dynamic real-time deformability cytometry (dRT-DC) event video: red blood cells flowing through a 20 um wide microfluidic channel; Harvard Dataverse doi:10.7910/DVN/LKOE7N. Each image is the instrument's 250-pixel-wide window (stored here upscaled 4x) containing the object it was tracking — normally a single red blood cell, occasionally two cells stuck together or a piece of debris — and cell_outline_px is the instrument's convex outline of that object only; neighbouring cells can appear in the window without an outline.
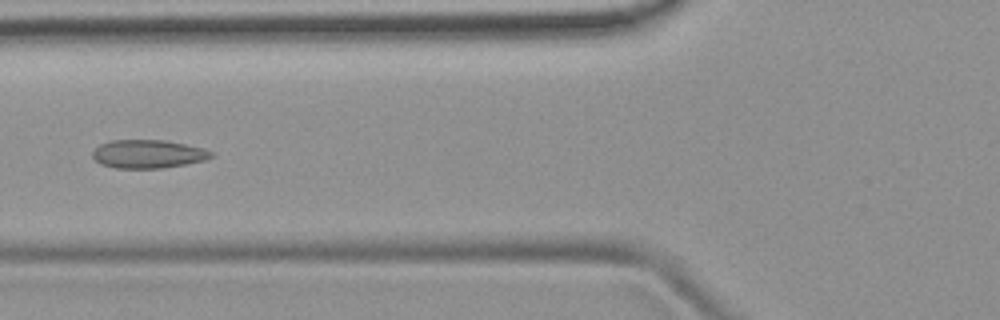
{"species": "common noctule bat (a hibernating species)", "species_latin": "Nyctalus noctula", "temperature_condition": "room temperature", "stored_images_in_passage": 52, "camera_frame_rate_fps": 3000, "um_per_image_px": 0.085, "animal": {"sex": "female", "body_mass_g": 19.9}, "frame": {"image": 1, "passage_image": 20, "time_ms": 6.333, "image_size_px": [1000, 320], "cell_outline_px": [[212, 156], [208, 160], [164, 168], [116, 168], [100, 164], [92, 156], [92, 152], [100, 144], [112, 140], [164, 140], [204, 148], [212, 152]], "centroid_in_image_um": [12.6, 13.09], "position_along_channel_um": 113.2, "area_um2": 19.65}}
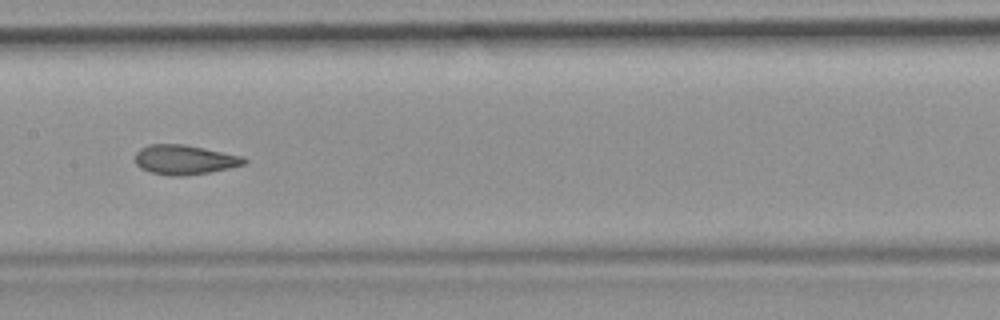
{"frame": {"image": 2, "passage_image": 26, "time_ms": 8.333, "image_size_px": [1000, 320], "cell_outline_px": [[248, 160], [244, 164], [228, 168], [208, 172], [180, 176], [168, 176], [148, 172], [140, 168], [136, 164], [136, 152], [140, 148], [148, 144], [184, 144], [244, 156]], "centroid_in_image_um": [15.66, 13.57], "position_along_channel_um": 191.7, "area_um2": 18.84}}
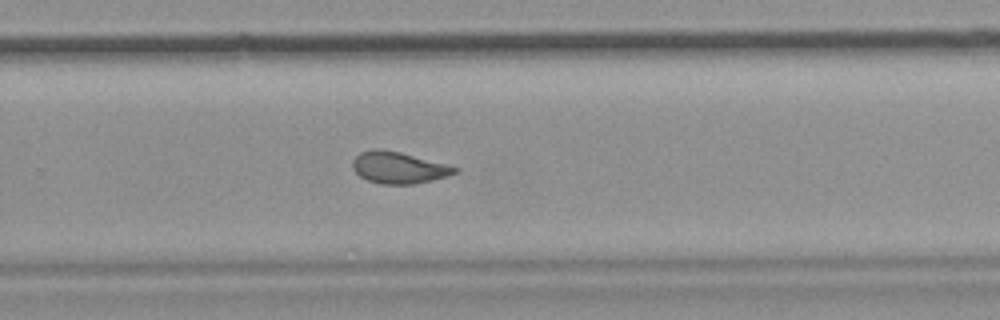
{"frame": {"image": 3, "passage_image": 34, "time_ms": 11.0, "image_size_px": [1000, 320], "cell_outline_px": [[460, 172], [448, 176], [416, 184], [380, 184], [368, 180], [360, 176], [352, 168], [352, 160], [360, 152], [376, 148], [380, 148], [400, 152], [460, 168]], "centroid_in_image_um": [33.89, 14.25], "position_along_channel_um": 295.9, "area_um2": 18.9}}